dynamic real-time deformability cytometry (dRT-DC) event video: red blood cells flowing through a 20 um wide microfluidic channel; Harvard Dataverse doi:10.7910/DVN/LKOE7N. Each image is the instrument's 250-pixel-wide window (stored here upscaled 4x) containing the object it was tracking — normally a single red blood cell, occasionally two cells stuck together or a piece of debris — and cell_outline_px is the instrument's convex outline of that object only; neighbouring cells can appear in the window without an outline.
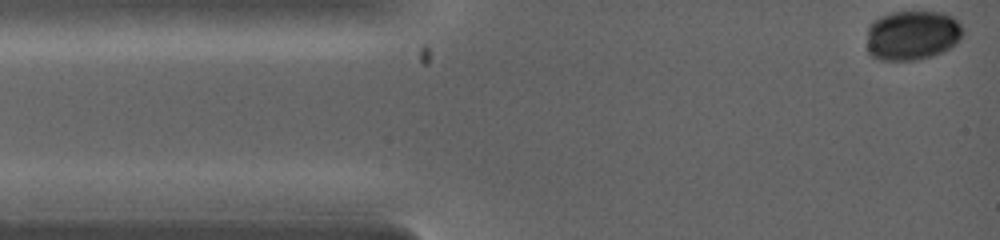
{"species": "common noctule bat (a hibernating species)", "species_latin": "Nyctalus noctula", "temperature_condition": "warm", "stored_images_in_passage": 5, "camera_frame_rate_fps": 5000, "um_per_image_px": 0.085, "animal": {"sex": "female", "body_mass_g": 19.0, "forearm_length_mm": 53.3}, "frame": {"image": 1, "passage_image": 1, "time_ms": 0.0, "image_size_px": [1000, 240], "cell_outline_px": [[964, 32], [960, 40], [956, 44], [932, 56], [912, 60], [880, 60], [872, 56], [868, 52], [868, 24], [872, 20], [880, 16], [892, 12], [944, 12], [952, 16], [964, 28]], "centroid_in_image_um": [77.54, 2.98], "position_along_channel_um": 7.5, "area_um2": 27.98}}
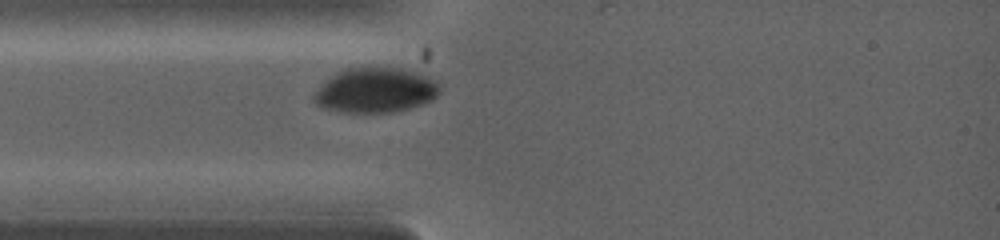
{"frame": {"image": 2, "passage_image": 4, "time_ms": 2.0, "image_size_px": [1000, 240], "cell_outline_px": [[440, 92], [432, 100], [408, 108], [392, 112], [344, 112], [328, 108], [316, 104], [312, 100], [312, 96], [324, 80], [336, 72], [348, 68], [364, 64], [400, 68], [420, 72], [436, 80], [440, 88]], "centroid_in_image_um": [31.91, 7.61], "position_along_channel_um": 53.1, "area_um2": 33.58}}